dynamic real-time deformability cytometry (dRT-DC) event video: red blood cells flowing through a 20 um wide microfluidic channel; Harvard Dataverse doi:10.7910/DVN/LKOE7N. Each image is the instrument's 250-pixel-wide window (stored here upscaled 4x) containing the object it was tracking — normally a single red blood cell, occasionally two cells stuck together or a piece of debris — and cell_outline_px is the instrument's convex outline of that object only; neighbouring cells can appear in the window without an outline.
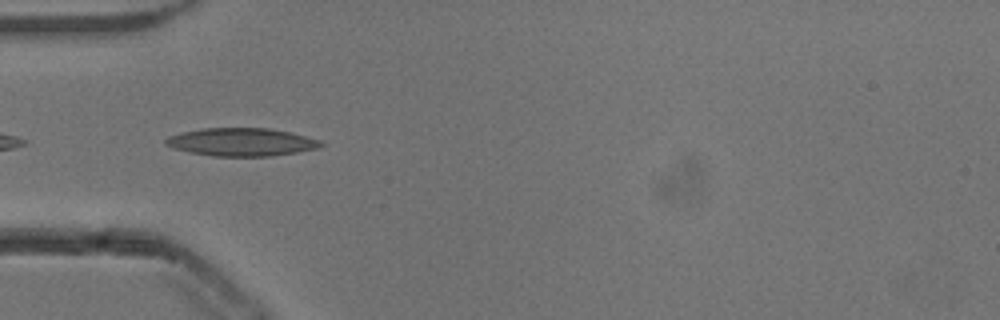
{"species": "common noctule bat (a hibernating species)", "species_latin": "Nyctalus noctula", "temperature_condition": "cold", "stored_images_in_passage": 4, "camera_frame_rate_fps": 3000, "um_per_image_px": 0.085, "animal": {"sex": "male", "body_mass_g": 13.3}, "frame": {"image": 1, "passage_image": 2, "time_ms": 0.333, "image_size_px": [1000, 320], "cell_outline_px": [[324, 144], [316, 148], [296, 152], [272, 156], [212, 156], [188, 152], [172, 148], [164, 144], [164, 140], [168, 136], [180, 132], [204, 128], [268, 128], [288, 132], [320, 140]], "centroid_in_image_um": [20.44, 12.07], "position_along_channel_um": 64.6, "area_um2": 25.26}}